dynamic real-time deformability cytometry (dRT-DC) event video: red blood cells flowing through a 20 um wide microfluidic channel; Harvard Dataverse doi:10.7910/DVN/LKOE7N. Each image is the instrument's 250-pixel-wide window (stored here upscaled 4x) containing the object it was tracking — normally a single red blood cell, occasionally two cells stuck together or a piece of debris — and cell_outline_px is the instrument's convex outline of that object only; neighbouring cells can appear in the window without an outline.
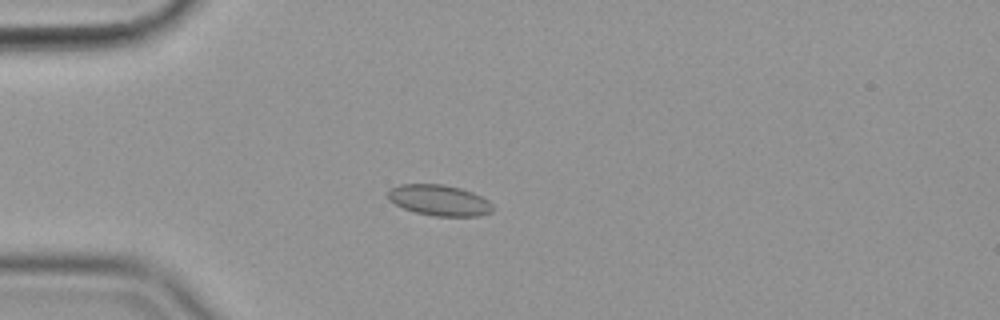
{"species": "common noctule bat (a hibernating species)", "species_latin": "Nyctalus noctula", "temperature_condition": "cold", "stored_images_in_passage": 51, "camera_frame_rate_fps": 3000, "um_per_image_px": 0.085, "animal": {"sex": "female", "body_mass_g": 19.9}, "frame": {"image": 1, "passage_image": 10, "time_ms": 3.0, "image_size_px": [1000, 320], "cell_outline_px": [[496, 208], [492, 212], [480, 216], [432, 216], [416, 212], [404, 208], [388, 200], [388, 188], [400, 184], [444, 184], [460, 188], [472, 192], [488, 200]], "centroid_in_image_um": [37.35, 17.02], "position_along_channel_um": 47.7, "area_um2": 19.02}}
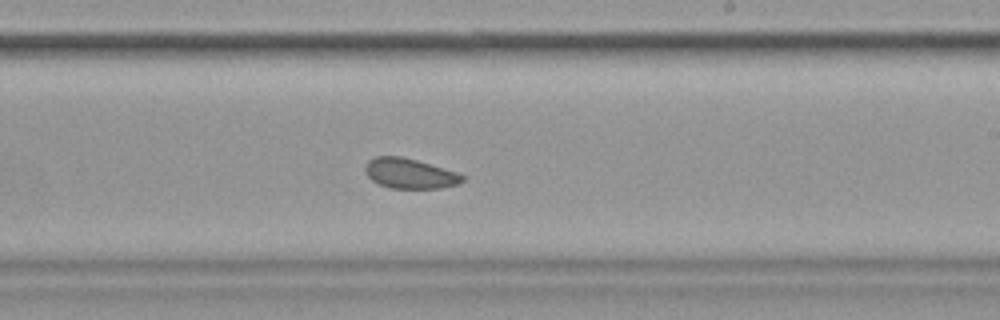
{"frame": {"image": 2, "passage_image": 29, "time_ms": 9.333, "image_size_px": [1000, 320], "cell_outline_px": [[464, 180], [460, 184], [440, 188], [392, 188], [380, 184], [372, 180], [368, 176], [364, 168], [368, 160], [376, 156], [400, 156], [416, 160], [456, 172], [464, 176]], "centroid_in_image_um": [34.83, 14.74], "position_along_channel_um": 254.2, "area_um2": 16.88}}
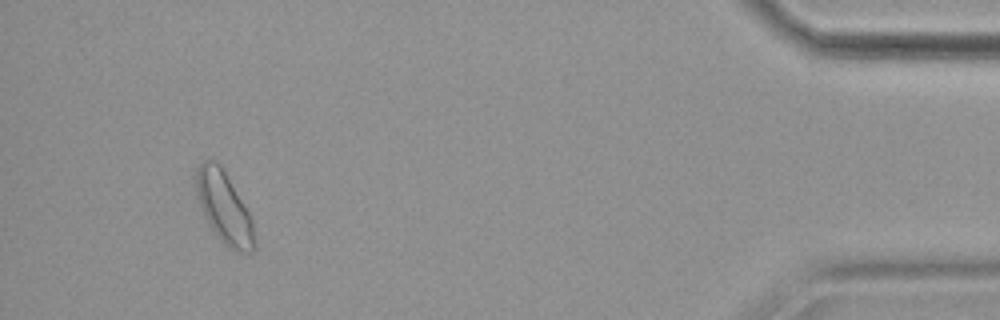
{"frame": {"image": 3, "passage_image": 48, "time_ms": 15.667, "image_size_px": [1000, 320], "cell_outline_px": [[256, 248], [252, 252], [240, 252], [228, 248], [220, 240], [208, 224], [200, 208], [196, 196], [196, 168], [204, 160], [216, 160], [220, 164], [248, 212], [252, 220], [256, 240]], "centroid_in_image_um": [19.04, 17.67], "position_along_channel_um": 416.2, "area_um2": 24.33}, "authors_computed_cell_mechanics": {"area_um2": 18.4382, "velocity_mm_per_s": 3.5478, "shape_relaxation_time_tau1_ms": 6.0945, "shape_relaxation_time_tau2_ms": 6.4158, "deformation_change_tau1": 0.0582, "deformation_change_tau2": 0.0732}}